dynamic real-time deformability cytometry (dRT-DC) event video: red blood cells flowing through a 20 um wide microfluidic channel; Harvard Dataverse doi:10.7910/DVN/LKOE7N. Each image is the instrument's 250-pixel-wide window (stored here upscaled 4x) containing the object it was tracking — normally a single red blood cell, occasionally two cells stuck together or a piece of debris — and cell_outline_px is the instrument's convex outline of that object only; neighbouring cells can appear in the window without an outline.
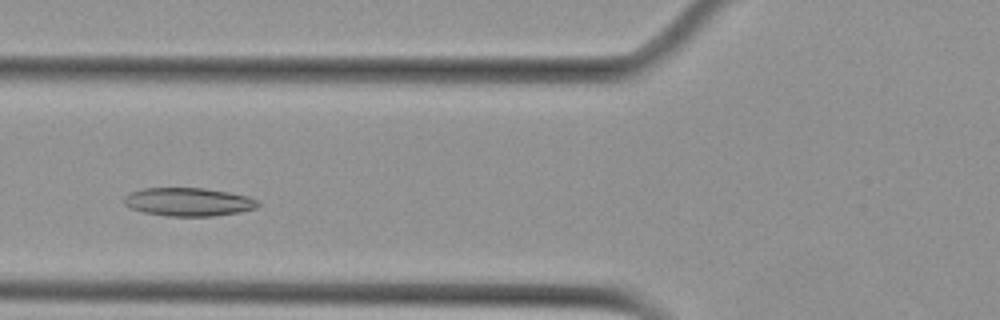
{"species": "Egyptian fruit bat (a non-hibernating species)", "species_latin": "Rousettus aegyptiacus", "temperature_condition": "cold", "stored_images_in_passage": 9, "camera_frame_rate_fps": 3000, "um_per_image_px": 0.085, "animal": {"sex": "female"}, "frame": {"image": 1, "passage_image": 4, "time_ms": 3.667, "image_size_px": [1000, 320], "cell_outline_px": [[260, 204], [256, 208], [240, 212], [212, 216], [168, 216], [144, 212], [132, 208], [124, 204], [124, 196], [132, 192], [144, 188], [204, 188], [228, 192], [248, 196], [256, 200]], "centroid_in_image_um": [16.03, 17.16], "position_along_channel_um": 109.8, "area_um2": 21.96}}
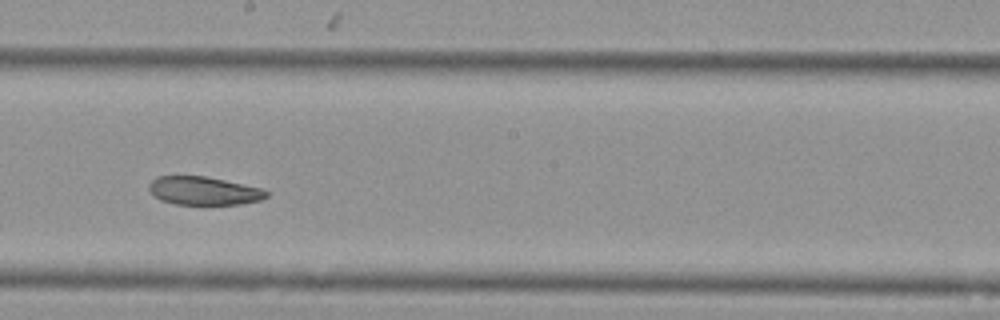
{"frame": {"image": 2, "passage_image": 7, "time_ms": 7.0, "image_size_px": [1000, 320], "cell_outline_px": [[268, 196], [260, 200], [240, 204], [176, 204], [160, 200], [148, 188], [148, 184], [156, 176], [204, 176], [264, 188], [268, 192]], "centroid_in_image_um": [17.33, 16.21], "position_along_channel_um": 230.9, "area_um2": 19.31}}
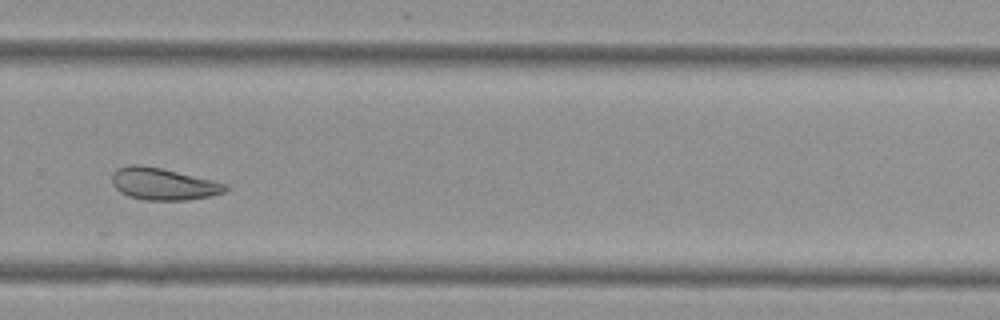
{"frame": {"image": 3, "passage_image": 9, "time_ms": 9.333, "image_size_px": [1000, 320], "cell_outline_px": [[228, 188], [224, 192], [212, 196], [188, 200], [144, 200], [128, 196], [120, 192], [112, 184], [112, 172], [116, 168], [128, 164], [140, 164], [160, 168], [212, 180], [228, 184]], "centroid_in_image_um": [13.84, 15.63], "position_along_channel_um": 316.0, "area_um2": 21.27}}